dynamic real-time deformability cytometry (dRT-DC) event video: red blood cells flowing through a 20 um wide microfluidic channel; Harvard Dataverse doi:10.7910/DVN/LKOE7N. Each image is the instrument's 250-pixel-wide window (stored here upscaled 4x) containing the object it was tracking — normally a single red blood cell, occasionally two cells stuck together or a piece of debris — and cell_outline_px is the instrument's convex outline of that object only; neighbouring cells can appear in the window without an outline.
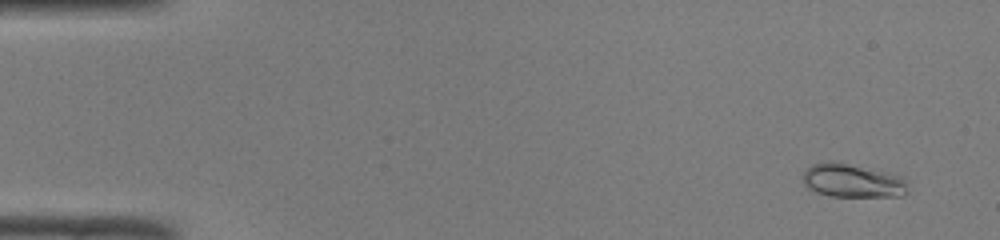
{"species": "common noctule bat (a hibernating species)", "species_latin": "Nyctalus noctula", "temperature_condition": "room temperature", "stored_images_in_passage": 51, "camera_frame_rate_fps": 3000, "um_per_image_px": 0.085, "animal": {"sex": "male", "body_mass_g": 19.0, "forearm_length_mm": 50.8}, "frame": {"image": 1, "passage_image": 4, "time_ms": 1.0, "image_size_px": [1000, 240], "cell_outline_px": [[908, 192], [904, 196], [828, 196], [816, 192], [808, 188], [804, 184], [800, 176], [812, 164], [828, 160], [832, 160], [904, 176], [908, 180]], "centroid_in_image_um": [72.47, 15.35], "position_along_channel_um": 12.5, "area_um2": 20.98}}
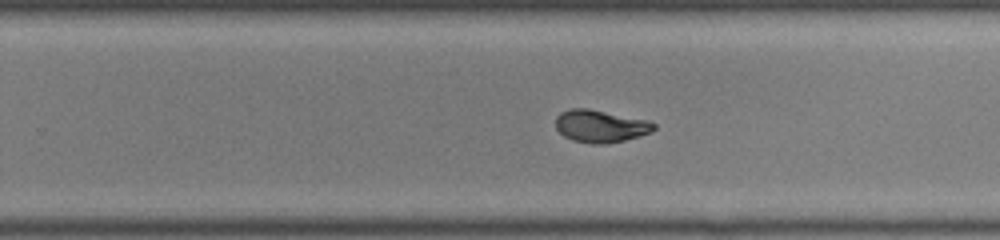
{"frame": {"image": 2, "passage_image": 33, "time_ms": 10.667, "image_size_px": [1000, 240], "cell_outline_px": [[656, 128], [652, 132], [640, 136], [608, 144], [592, 144], [572, 140], [564, 136], [556, 128], [556, 116], [560, 112], [572, 108], [588, 108], [648, 120], [656, 124]], "centroid_in_image_um": [51.05, 10.72], "position_along_channel_um": 278.8, "area_um2": 18.73}}
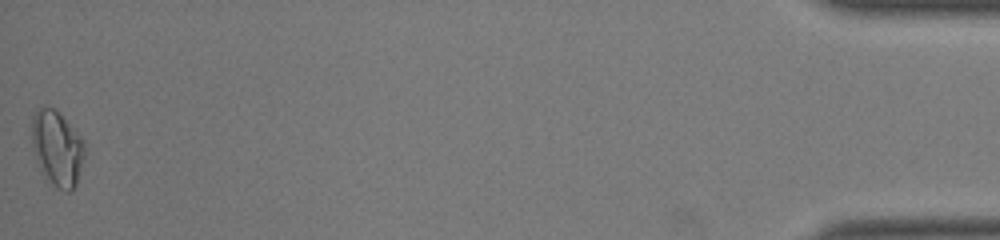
{"frame": {"image": 3, "passage_image": 51, "time_ms": 16.667, "image_size_px": [1000, 240], "cell_outline_px": [[84, 156], [76, 184], [72, 192], [68, 192], [52, 184], [40, 172], [32, 148], [32, 116], [40, 108], [56, 108], [84, 140]], "centroid_in_image_um": [4.85, 12.61], "position_along_channel_um": 430.4, "area_um2": 23.18}, "authors_computed_cell_mechanics": {"area_um2": 18.6694, "velocity_mm_per_s": 4.0783, "shape_relaxation_time_tau1_ms": 4.9757, "shape_relaxation_time_tau2_ms": 1.0868, "deformation_change_tau1": 0.2096, "deformation_change_tau2": 0.0529}}